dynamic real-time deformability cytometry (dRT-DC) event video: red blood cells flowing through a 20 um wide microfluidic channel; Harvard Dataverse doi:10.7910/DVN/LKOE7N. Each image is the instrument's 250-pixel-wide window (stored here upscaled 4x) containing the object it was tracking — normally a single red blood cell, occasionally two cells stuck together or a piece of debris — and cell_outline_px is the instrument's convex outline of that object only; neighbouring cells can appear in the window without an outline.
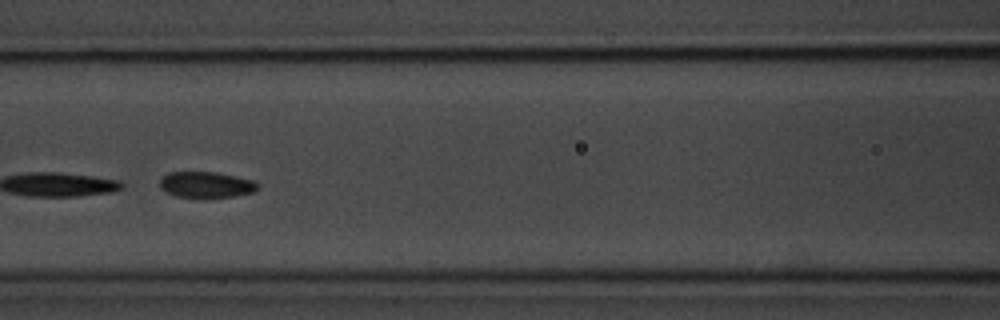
{"species": "common noctule bat (a hibernating species)", "species_latin": "Nyctalus noctula", "temperature_condition": "room temperature", "stored_images_in_passage": 41, "segment_of_instrument_passage": [2, 2], "camera_frame_rate_fps": 3000, "um_per_image_px": 0.085, "animal": {"sex": "male", "body_mass_g": 20.1, "forearm_length_mm": 53.5}, "frame": {"image": 1, "passage_image": 25, "time_ms": 8.0, "image_size_px": [1000, 320], "cell_outline_px": [[260, 184], [252, 192], [232, 196], [204, 200], [200, 200], [176, 196], [160, 188], [160, 180], [168, 172], [216, 172], [256, 180]], "centroid_in_image_um": [17.53, 15.73], "position_along_channel_um": 149.1, "area_um2": 15.32}}